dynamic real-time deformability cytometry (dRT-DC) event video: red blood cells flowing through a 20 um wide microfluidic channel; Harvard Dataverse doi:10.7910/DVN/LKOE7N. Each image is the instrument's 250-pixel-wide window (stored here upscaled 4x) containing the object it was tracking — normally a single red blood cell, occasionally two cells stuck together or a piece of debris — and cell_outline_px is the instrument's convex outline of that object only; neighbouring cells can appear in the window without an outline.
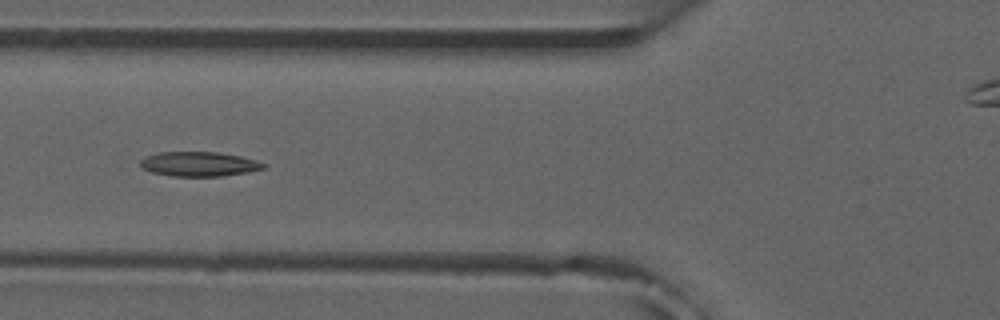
{"species": "common noctule bat (a hibernating species)", "species_latin": "Nyctalus noctula", "temperature_condition": "room temperature", "stored_images_in_passage": 9, "camera_frame_rate_fps": 3000, "um_per_image_px": 0.085, "animal": {"sex": "male", "forearm_length_mm": 52.5}, "frame": {"image": 1, "passage_image": 4, "time_ms": 4.333, "image_size_px": [1000, 320], "cell_outline_px": [[268, 164], [264, 168], [248, 172], [224, 176], [172, 176], [152, 172], [144, 168], [140, 164], [140, 160], [156, 152], [216, 152], [240, 156], [256, 160]], "centroid_in_image_um": [16.95, 13.94], "position_along_channel_um": 108.9, "area_um2": 17.57}}
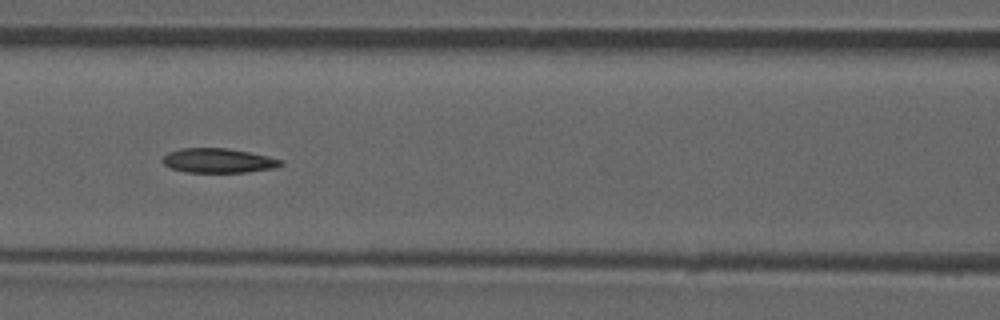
{"frame": {"image": 2, "passage_image": 5, "time_ms": 5.333, "image_size_px": [1000, 320], "cell_outline_px": [[284, 164], [276, 168], [248, 172], [188, 172], [172, 168], [164, 164], [160, 160], [168, 152], [180, 148], [228, 148], [268, 156], [284, 160]], "centroid_in_image_um": [18.59, 13.65], "position_along_channel_um": 148.0, "area_um2": 16.94}}